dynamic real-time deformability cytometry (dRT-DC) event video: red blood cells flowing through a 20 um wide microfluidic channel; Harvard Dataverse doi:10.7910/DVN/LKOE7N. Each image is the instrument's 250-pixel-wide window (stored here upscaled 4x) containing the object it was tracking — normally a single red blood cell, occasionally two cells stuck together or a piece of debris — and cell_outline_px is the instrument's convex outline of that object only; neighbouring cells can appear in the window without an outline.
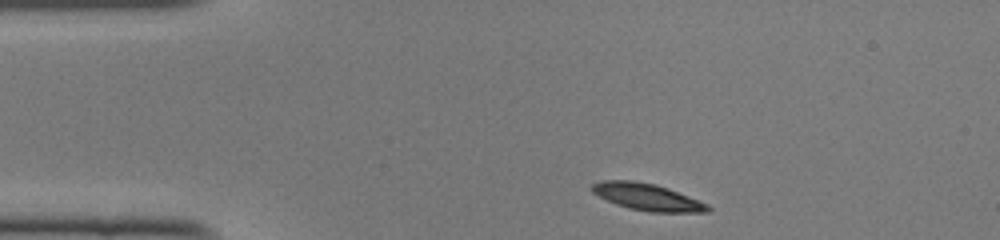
{"species": "common noctule bat (a hibernating species)", "species_latin": "Nyctalus noctula", "temperature_condition": "cold", "stored_images_in_passage": 41, "camera_frame_rate_fps": 3000, "um_per_image_px": 0.085, "animal": {"sex": "female", "body_mass_g": 22.0, "forearm_length_mm": 56.7}, "frame": {"image": 1, "passage_image": 1, "time_ms": 0.0, "image_size_px": [1000, 240], "cell_outline_px": [[712, 208], [708, 212], [648, 212], [628, 208], [616, 204], [592, 192], [592, 184], [600, 180], [632, 180], [656, 184], [668, 188], [708, 204]], "centroid_in_image_um": [55.02, 16.74], "position_along_channel_um": 30.0, "area_um2": 18.09}}
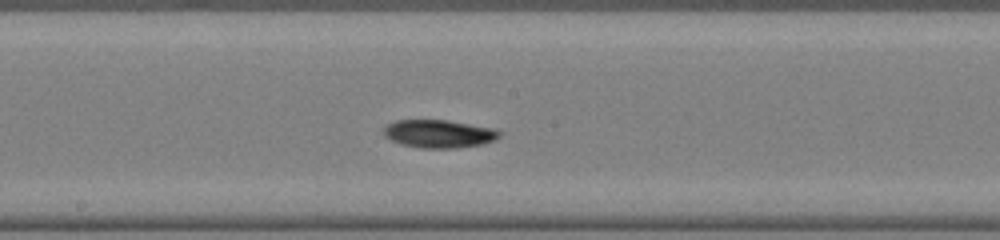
{"frame": {"image": 2, "passage_image": 18, "time_ms": 5.667, "image_size_px": [1000, 240], "cell_outline_px": [[500, 136], [496, 140], [484, 144], [456, 148], [424, 148], [400, 144], [384, 136], [384, 128], [388, 124], [396, 120], [448, 120], [496, 128], [500, 132]], "centroid_in_image_um": [37.35, 11.37], "position_along_channel_um": 210.8, "area_um2": 19.02}}
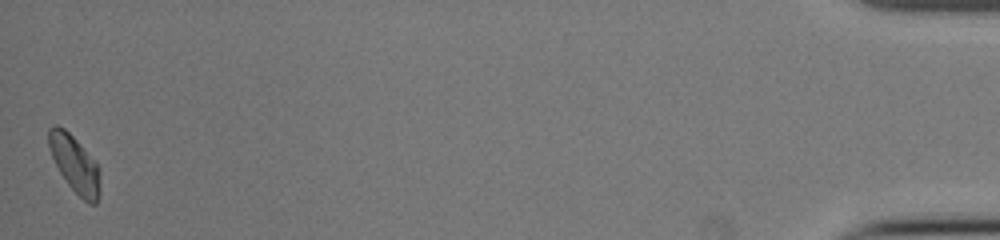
{"frame": {"image": 3, "passage_image": 41, "time_ms": 13.333, "image_size_px": [1000, 240], "cell_outline_px": [[100, 196], [96, 204], [88, 204], [68, 184], [60, 172], [52, 156], [48, 144], [48, 128], [52, 124], [56, 124], [64, 128], [96, 160], [100, 172]], "centroid_in_image_um": [6.38, 13.94], "position_along_channel_um": 428.8, "area_um2": 17.11}, "authors_computed_cell_mechanics": {"area_um2": 18.0914, "velocity_mm_per_s": 4.0846, "shape_relaxation_time_tau1_ms": 3.8206, "shape_relaxation_time_tau2_ms": null, "deformation_change_tau1": 0.1491, "deformation_change_tau2": null}}